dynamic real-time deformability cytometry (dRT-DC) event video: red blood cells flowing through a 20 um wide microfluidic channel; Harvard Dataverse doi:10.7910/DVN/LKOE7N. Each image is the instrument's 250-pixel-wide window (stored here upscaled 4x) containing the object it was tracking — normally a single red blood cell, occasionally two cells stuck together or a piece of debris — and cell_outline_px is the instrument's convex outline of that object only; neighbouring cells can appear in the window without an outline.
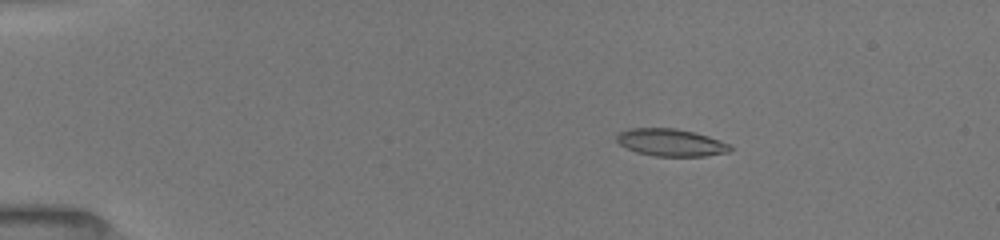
{"species": "common noctule bat (a hibernating species)", "species_latin": "Nyctalus noctula", "temperature_condition": "room temperature", "stored_images_in_passage": 21, "camera_frame_rate_fps": 3000, "um_per_image_px": 0.085, "animal": {"sex": "female", "body_mass_g": 19.5, "forearm_length_mm": 54.1}, "frame": {"image": 1, "passage_image": 10, "time_ms": 3.0, "image_size_px": [1000, 240], "cell_outline_px": [[732, 148], [728, 152], [704, 156], [656, 156], [636, 152], [620, 144], [616, 140], [616, 132], [628, 128], [676, 128], [708, 136], [720, 140], [728, 144]], "centroid_in_image_um": [56.97, 12.1], "position_along_channel_um": 28.0, "area_um2": 18.03}}
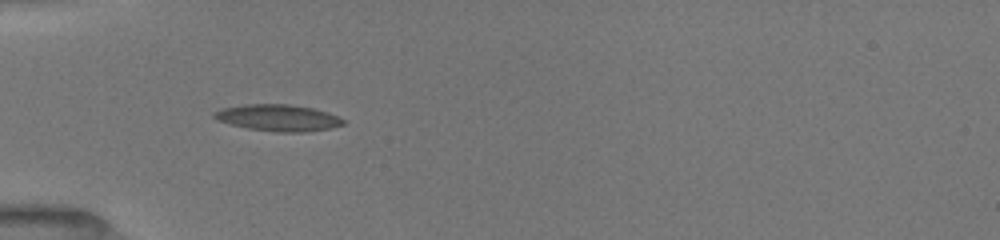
{"frame": {"image": 2, "passage_image": 18, "time_ms": 5.667, "image_size_px": [1000, 240], "cell_outline_px": [[344, 124], [332, 128], [304, 132], [276, 132], [248, 128], [216, 120], [212, 116], [212, 112], [220, 108], [244, 104], [288, 104], [312, 108], [328, 112], [344, 120]], "centroid_in_image_um": [23.6, 10.01], "position_along_channel_um": 61.4, "area_um2": 20.0}}
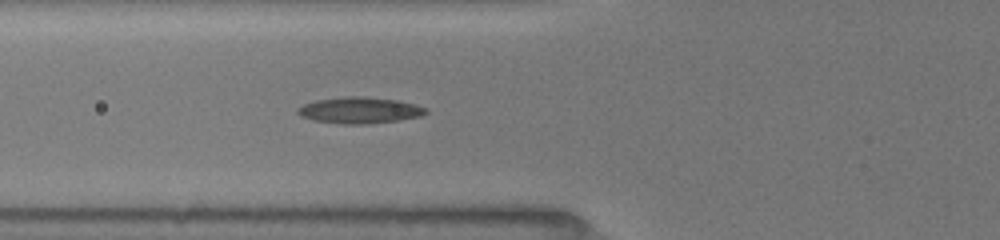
{"frame": {"image": 3, "passage_image": 21, "time_ms": 6.667, "image_size_px": [1000, 240], "cell_outline_px": [[428, 112], [420, 116], [396, 120], [368, 124], [344, 124], [312, 120], [300, 116], [296, 112], [296, 108], [304, 104], [316, 100], [344, 96], [364, 96], [400, 100], [428, 108]], "centroid_in_image_um": [30.55, 9.36], "position_along_channel_um": 95.3, "area_um2": 19.77}}